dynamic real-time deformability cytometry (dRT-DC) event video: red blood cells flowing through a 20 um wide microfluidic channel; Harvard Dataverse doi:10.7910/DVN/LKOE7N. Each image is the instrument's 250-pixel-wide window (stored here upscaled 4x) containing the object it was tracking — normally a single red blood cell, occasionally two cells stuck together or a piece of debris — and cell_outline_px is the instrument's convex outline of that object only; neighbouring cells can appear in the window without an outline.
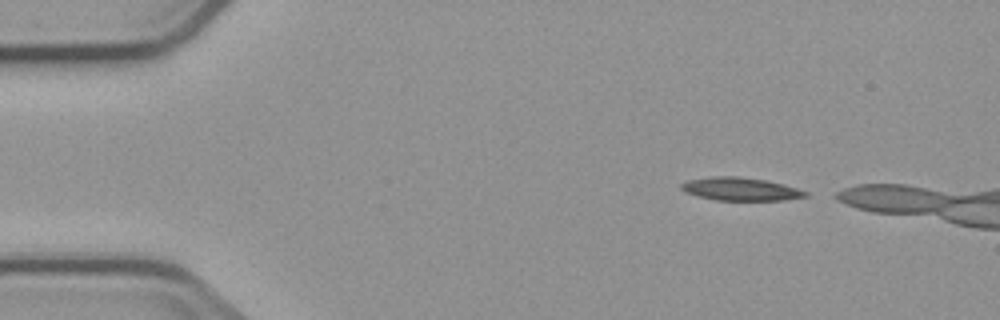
{"species": "common noctule bat (a hibernating species)", "species_latin": "Nyctalus noctula", "temperature_condition": "cold", "stored_images_in_passage": 3, "camera_frame_rate_fps": 3000, "um_per_image_px": 0.085, "animal": {"sex": "male", "body_mass_g": 23.1, "forearm_length_mm": 52.7}, "frame": {"image": 1, "passage_image": 1, "time_ms": 0.0, "image_size_px": [1000, 320], "cell_outline_px": [[808, 196], [784, 200], [716, 200], [700, 196], [688, 192], [680, 188], [680, 184], [688, 180], [712, 176], [736, 176], [764, 180], [796, 188], [808, 192]], "centroid_in_image_um": [62.94, 16.07], "position_along_channel_um": 22.1, "area_um2": 16.36}}